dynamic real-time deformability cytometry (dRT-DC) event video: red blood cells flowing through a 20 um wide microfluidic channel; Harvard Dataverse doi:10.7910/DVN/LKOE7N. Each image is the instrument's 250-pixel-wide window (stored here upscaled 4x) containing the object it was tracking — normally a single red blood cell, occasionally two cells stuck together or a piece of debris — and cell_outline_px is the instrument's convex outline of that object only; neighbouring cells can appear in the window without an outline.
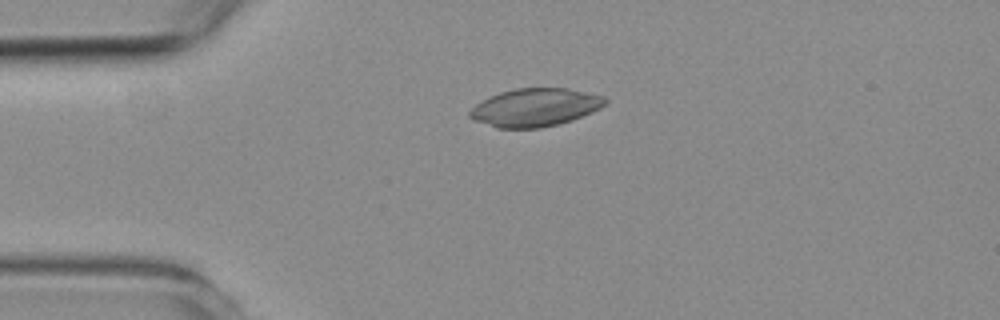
{"species": "common noctule bat (a hibernating species)", "species_latin": "Nyctalus noctula", "temperature_condition": "room temperature", "stored_images_in_passage": 5, "camera_frame_rate_fps": 3000, "um_per_image_px": 0.085, "animal": {"sex": "female", "body_mass_g": 19.3, "forearm_length_mm": 54.1}, "frame": {"image": 1, "passage_image": 3, "time_ms": 2.0, "image_size_px": [1000, 320], "cell_outline_px": [[608, 104], [592, 112], [572, 120], [540, 128], [496, 128], [472, 120], [468, 116], [468, 112], [476, 104], [500, 92], [516, 88], [568, 88], [604, 96], [608, 100]], "centroid_in_image_um": [45.49, 9.13], "position_along_channel_um": 39.5, "area_um2": 30.06}}
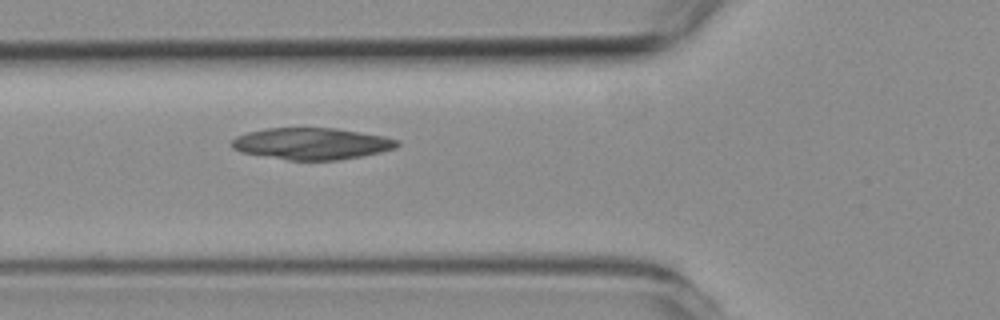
{"frame": {"image": 2, "passage_image": 5, "time_ms": 4.333, "image_size_px": [1000, 320], "cell_outline_px": [[400, 144], [396, 148], [380, 152], [340, 160], [288, 160], [240, 152], [232, 148], [232, 140], [236, 136], [248, 132], [268, 128], [336, 128], [384, 136], [400, 140]], "centroid_in_image_um": [26.51, 12.21], "position_along_channel_um": 99.3, "area_um2": 30.52}}